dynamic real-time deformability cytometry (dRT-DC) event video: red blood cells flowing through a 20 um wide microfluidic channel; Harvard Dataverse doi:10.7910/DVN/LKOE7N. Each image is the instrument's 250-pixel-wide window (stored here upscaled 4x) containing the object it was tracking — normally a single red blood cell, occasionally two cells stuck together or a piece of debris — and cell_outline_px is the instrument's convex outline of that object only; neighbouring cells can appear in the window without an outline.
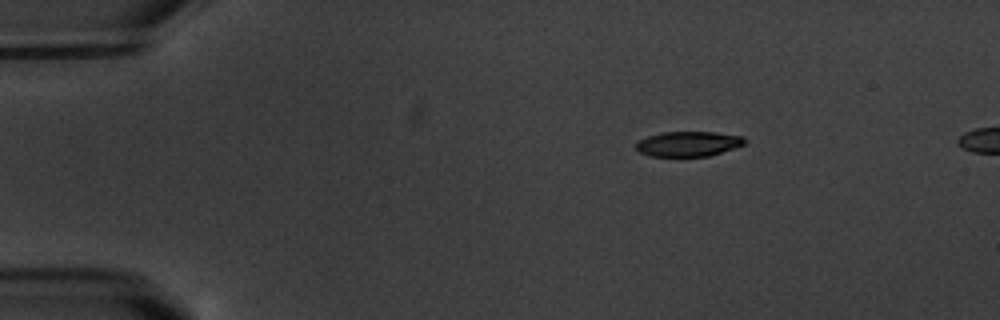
{"species": "common noctule bat (a hibernating species)", "species_latin": "Nyctalus noctula", "temperature_condition": "warm", "stored_images_in_passage": 4, "camera_frame_rate_fps": 3000, "um_per_image_px": 0.085, "animal": {"sex": "male", "body_mass_g": 20.1, "forearm_length_mm": 53.5}, "frame": {"image": 1, "passage_image": 1, "time_ms": 0.0, "image_size_px": [1000, 320], "cell_outline_px": [[748, 140], [744, 144], [708, 156], [648, 156], [640, 152], [636, 148], [636, 140], [660, 132], [716, 132], [744, 136]], "centroid_in_image_um": [58.49, 12.21], "position_along_channel_um": 26.5, "area_um2": 15.9}}